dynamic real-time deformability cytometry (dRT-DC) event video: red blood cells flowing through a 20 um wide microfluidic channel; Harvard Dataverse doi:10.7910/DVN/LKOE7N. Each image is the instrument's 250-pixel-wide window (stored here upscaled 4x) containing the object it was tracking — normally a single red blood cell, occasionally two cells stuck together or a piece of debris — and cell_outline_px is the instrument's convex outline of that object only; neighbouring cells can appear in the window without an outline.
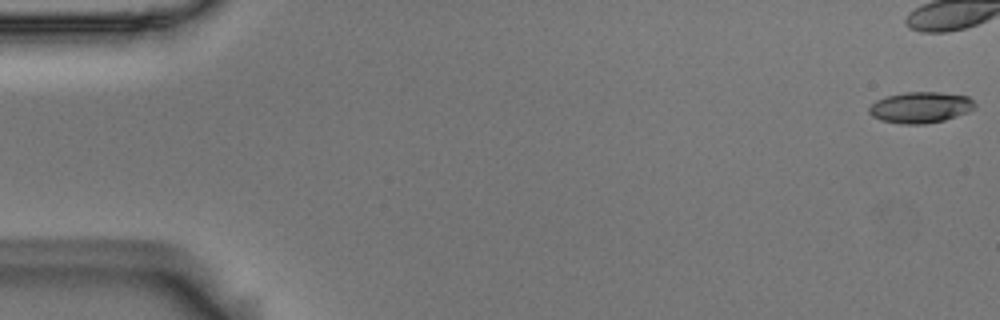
{"species": "Egyptian fruit bat (a non-hibernating species)", "species_latin": "Rousettus aegyptiacus", "temperature_condition": "room temperature", "stored_images_in_passage": 16, "camera_frame_rate_fps": 3000, "um_per_image_px": 0.085, "animal": {"sex": "male"}, "frame": {"image": 1, "passage_image": 1, "time_ms": 0.0, "image_size_px": [1000, 320], "cell_outline_px": [[976, 108], [968, 112], [944, 120], [924, 124], [900, 124], [880, 120], [872, 116], [868, 112], [868, 108], [876, 100], [884, 96], [904, 92], [940, 92], [968, 96], [976, 104]], "centroid_in_image_um": [78.22, 9.12], "position_along_channel_um": 6.8, "area_um2": 19.36}}